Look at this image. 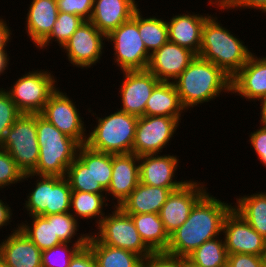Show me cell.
<instances>
[{
	"mask_svg": "<svg viewBox=\"0 0 266 267\" xmlns=\"http://www.w3.org/2000/svg\"><path fill=\"white\" fill-rule=\"evenodd\" d=\"M232 204L207 192L192 208L187 220L170 235L165 252L187 258L204 242L222 235L223 222Z\"/></svg>",
	"mask_w": 266,
	"mask_h": 267,
	"instance_id": "1",
	"label": "cell"
},
{
	"mask_svg": "<svg viewBox=\"0 0 266 267\" xmlns=\"http://www.w3.org/2000/svg\"><path fill=\"white\" fill-rule=\"evenodd\" d=\"M173 83L186 110L214 100L221 92H231V77L199 56L195 57Z\"/></svg>",
	"mask_w": 266,
	"mask_h": 267,
	"instance_id": "2",
	"label": "cell"
},
{
	"mask_svg": "<svg viewBox=\"0 0 266 267\" xmlns=\"http://www.w3.org/2000/svg\"><path fill=\"white\" fill-rule=\"evenodd\" d=\"M39 158L32 173L25 174L23 180L34 176L65 177L68 167L77 158L81 144L60 132L40 114H36Z\"/></svg>",
	"mask_w": 266,
	"mask_h": 267,
	"instance_id": "3",
	"label": "cell"
},
{
	"mask_svg": "<svg viewBox=\"0 0 266 267\" xmlns=\"http://www.w3.org/2000/svg\"><path fill=\"white\" fill-rule=\"evenodd\" d=\"M218 22L217 16L211 14L206 19L198 56L212 62L232 78L247 63L252 52Z\"/></svg>",
	"mask_w": 266,
	"mask_h": 267,
	"instance_id": "4",
	"label": "cell"
},
{
	"mask_svg": "<svg viewBox=\"0 0 266 267\" xmlns=\"http://www.w3.org/2000/svg\"><path fill=\"white\" fill-rule=\"evenodd\" d=\"M97 125L87 135L90 149L108 154L132 153L138 117L118 110L105 117H96Z\"/></svg>",
	"mask_w": 266,
	"mask_h": 267,
	"instance_id": "5",
	"label": "cell"
},
{
	"mask_svg": "<svg viewBox=\"0 0 266 267\" xmlns=\"http://www.w3.org/2000/svg\"><path fill=\"white\" fill-rule=\"evenodd\" d=\"M0 147L11 155L24 175L32 173L39 158L36 114L22 113L5 133Z\"/></svg>",
	"mask_w": 266,
	"mask_h": 267,
	"instance_id": "6",
	"label": "cell"
},
{
	"mask_svg": "<svg viewBox=\"0 0 266 267\" xmlns=\"http://www.w3.org/2000/svg\"><path fill=\"white\" fill-rule=\"evenodd\" d=\"M106 40L113 44L114 62L121 71L147 70L151 54L139 34L138 9L130 20L111 31Z\"/></svg>",
	"mask_w": 266,
	"mask_h": 267,
	"instance_id": "7",
	"label": "cell"
},
{
	"mask_svg": "<svg viewBox=\"0 0 266 267\" xmlns=\"http://www.w3.org/2000/svg\"><path fill=\"white\" fill-rule=\"evenodd\" d=\"M48 70H32L20 76L6 91L21 113L40 114L49 97L57 90V80Z\"/></svg>",
	"mask_w": 266,
	"mask_h": 267,
	"instance_id": "8",
	"label": "cell"
},
{
	"mask_svg": "<svg viewBox=\"0 0 266 267\" xmlns=\"http://www.w3.org/2000/svg\"><path fill=\"white\" fill-rule=\"evenodd\" d=\"M97 229L93 236L102 244L132 251L143 259L152 253L142 241L131 216L119 207H113L112 214H106Z\"/></svg>",
	"mask_w": 266,
	"mask_h": 267,
	"instance_id": "9",
	"label": "cell"
},
{
	"mask_svg": "<svg viewBox=\"0 0 266 267\" xmlns=\"http://www.w3.org/2000/svg\"><path fill=\"white\" fill-rule=\"evenodd\" d=\"M179 127V121L167 116L138 117L132 153L137 156L160 154Z\"/></svg>",
	"mask_w": 266,
	"mask_h": 267,
	"instance_id": "10",
	"label": "cell"
},
{
	"mask_svg": "<svg viewBox=\"0 0 266 267\" xmlns=\"http://www.w3.org/2000/svg\"><path fill=\"white\" fill-rule=\"evenodd\" d=\"M49 97L40 115L53 124L60 132L85 145L87 141V129L84 126L83 117L77 109L75 102L66 93L59 89Z\"/></svg>",
	"mask_w": 266,
	"mask_h": 267,
	"instance_id": "11",
	"label": "cell"
},
{
	"mask_svg": "<svg viewBox=\"0 0 266 267\" xmlns=\"http://www.w3.org/2000/svg\"><path fill=\"white\" fill-rule=\"evenodd\" d=\"M104 40L106 35L90 20H84L62 49L67 53V59L73 66L81 69L90 68L99 62L103 54Z\"/></svg>",
	"mask_w": 266,
	"mask_h": 267,
	"instance_id": "12",
	"label": "cell"
},
{
	"mask_svg": "<svg viewBox=\"0 0 266 267\" xmlns=\"http://www.w3.org/2000/svg\"><path fill=\"white\" fill-rule=\"evenodd\" d=\"M222 232L227 254H266V239L233 208L225 216Z\"/></svg>",
	"mask_w": 266,
	"mask_h": 267,
	"instance_id": "13",
	"label": "cell"
},
{
	"mask_svg": "<svg viewBox=\"0 0 266 267\" xmlns=\"http://www.w3.org/2000/svg\"><path fill=\"white\" fill-rule=\"evenodd\" d=\"M207 192L204 183L191 179L171 192L159 213L169 236L187 220L192 208Z\"/></svg>",
	"mask_w": 266,
	"mask_h": 267,
	"instance_id": "14",
	"label": "cell"
},
{
	"mask_svg": "<svg viewBox=\"0 0 266 267\" xmlns=\"http://www.w3.org/2000/svg\"><path fill=\"white\" fill-rule=\"evenodd\" d=\"M123 76L119 88L122 107L119 110L137 117L144 116L146 102L160 81L148 70L123 71Z\"/></svg>",
	"mask_w": 266,
	"mask_h": 267,
	"instance_id": "15",
	"label": "cell"
},
{
	"mask_svg": "<svg viewBox=\"0 0 266 267\" xmlns=\"http://www.w3.org/2000/svg\"><path fill=\"white\" fill-rule=\"evenodd\" d=\"M196 56L191 50L168 40L151 54L147 70L159 81L173 82Z\"/></svg>",
	"mask_w": 266,
	"mask_h": 267,
	"instance_id": "16",
	"label": "cell"
},
{
	"mask_svg": "<svg viewBox=\"0 0 266 267\" xmlns=\"http://www.w3.org/2000/svg\"><path fill=\"white\" fill-rule=\"evenodd\" d=\"M178 163V156L175 155L152 154L139 156L140 183L168 189L181 188L188 180H175Z\"/></svg>",
	"mask_w": 266,
	"mask_h": 267,
	"instance_id": "17",
	"label": "cell"
},
{
	"mask_svg": "<svg viewBox=\"0 0 266 267\" xmlns=\"http://www.w3.org/2000/svg\"><path fill=\"white\" fill-rule=\"evenodd\" d=\"M230 93L260 103L266 98V56L250 55L247 63L231 78Z\"/></svg>",
	"mask_w": 266,
	"mask_h": 267,
	"instance_id": "18",
	"label": "cell"
},
{
	"mask_svg": "<svg viewBox=\"0 0 266 267\" xmlns=\"http://www.w3.org/2000/svg\"><path fill=\"white\" fill-rule=\"evenodd\" d=\"M0 242L1 264L4 267H42V251L16 227Z\"/></svg>",
	"mask_w": 266,
	"mask_h": 267,
	"instance_id": "19",
	"label": "cell"
},
{
	"mask_svg": "<svg viewBox=\"0 0 266 267\" xmlns=\"http://www.w3.org/2000/svg\"><path fill=\"white\" fill-rule=\"evenodd\" d=\"M139 182V156L134 153L112 154V177L106 195L117 199L113 206L119 207Z\"/></svg>",
	"mask_w": 266,
	"mask_h": 267,
	"instance_id": "20",
	"label": "cell"
},
{
	"mask_svg": "<svg viewBox=\"0 0 266 267\" xmlns=\"http://www.w3.org/2000/svg\"><path fill=\"white\" fill-rule=\"evenodd\" d=\"M137 3L135 0H94L90 21L107 36L133 17Z\"/></svg>",
	"mask_w": 266,
	"mask_h": 267,
	"instance_id": "21",
	"label": "cell"
},
{
	"mask_svg": "<svg viewBox=\"0 0 266 267\" xmlns=\"http://www.w3.org/2000/svg\"><path fill=\"white\" fill-rule=\"evenodd\" d=\"M209 14L183 13L166 21L169 41L187 48L197 56L200 52L202 28Z\"/></svg>",
	"mask_w": 266,
	"mask_h": 267,
	"instance_id": "22",
	"label": "cell"
},
{
	"mask_svg": "<svg viewBox=\"0 0 266 267\" xmlns=\"http://www.w3.org/2000/svg\"><path fill=\"white\" fill-rule=\"evenodd\" d=\"M26 16V32L37 47L50 33L57 20V0H32Z\"/></svg>",
	"mask_w": 266,
	"mask_h": 267,
	"instance_id": "23",
	"label": "cell"
},
{
	"mask_svg": "<svg viewBox=\"0 0 266 267\" xmlns=\"http://www.w3.org/2000/svg\"><path fill=\"white\" fill-rule=\"evenodd\" d=\"M175 190L178 189L154 187L139 182L119 208L126 214H159L168 196Z\"/></svg>",
	"mask_w": 266,
	"mask_h": 267,
	"instance_id": "24",
	"label": "cell"
},
{
	"mask_svg": "<svg viewBox=\"0 0 266 267\" xmlns=\"http://www.w3.org/2000/svg\"><path fill=\"white\" fill-rule=\"evenodd\" d=\"M185 110L174 83L160 81L146 102L144 116L174 117L181 122V116Z\"/></svg>",
	"mask_w": 266,
	"mask_h": 267,
	"instance_id": "25",
	"label": "cell"
},
{
	"mask_svg": "<svg viewBox=\"0 0 266 267\" xmlns=\"http://www.w3.org/2000/svg\"><path fill=\"white\" fill-rule=\"evenodd\" d=\"M77 157L91 168L93 193L106 195L112 177V154L98 152L87 145H81Z\"/></svg>",
	"mask_w": 266,
	"mask_h": 267,
	"instance_id": "26",
	"label": "cell"
},
{
	"mask_svg": "<svg viewBox=\"0 0 266 267\" xmlns=\"http://www.w3.org/2000/svg\"><path fill=\"white\" fill-rule=\"evenodd\" d=\"M131 216L142 241L152 252H165L170 236L160 215L156 213L128 214Z\"/></svg>",
	"mask_w": 266,
	"mask_h": 267,
	"instance_id": "27",
	"label": "cell"
},
{
	"mask_svg": "<svg viewBox=\"0 0 266 267\" xmlns=\"http://www.w3.org/2000/svg\"><path fill=\"white\" fill-rule=\"evenodd\" d=\"M90 233L87 246L91 249L97 267H142L143 258L129 250L100 243Z\"/></svg>",
	"mask_w": 266,
	"mask_h": 267,
	"instance_id": "28",
	"label": "cell"
},
{
	"mask_svg": "<svg viewBox=\"0 0 266 267\" xmlns=\"http://www.w3.org/2000/svg\"><path fill=\"white\" fill-rule=\"evenodd\" d=\"M238 197L233 209L266 239V192Z\"/></svg>",
	"mask_w": 266,
	"mask_h": 267,
	"instance_id": "29",
	"label": "cell"
},
{
	"mask_svg": "<svg viewBox=\"0 0 266 267\" xmlns=\"http://www.w3.org/2000/svg\"><path fill=\"white\" fill-rule=\"evenodd\" d=\"M107 195L90 193V192H80L72 191L71 202H70V213L76 218L81 217L86 220L95 219L96 226H98L101 220L106 216L103 212V208L108 206L105 204L107 200ZM99 218V219H98Z\"/></svg>",
	"mask_w": 266,
	"mask_h": 267,
	"instance_id": "30",
	"label": "cell"
},
{
	"mask_svg": "<svg viewBox=\"0 0 266 267\" xmlns=\"http://www.w3.org/2000/svg\"><path fill=\"white\" fill-rule=\"evenodd\" d=\"M32 223H20L18 227L41 250L62 244L55 235L54 214L47 216H31Z\"/></svg>",
	"mask_w": 266,
	"mask_h": 267,
	"instance_id": "31",
	"label": "cell"
},
{
	"mask_svg": "<svg viewBox=\"0 0 266 267\" xmlns=\"http://www.w3.org/2000/svg\"><path fill=\"white\" fill-rule=\"evenodd\" d=\"M143 15L138 8V28L141 39L147 51L152 54L157 49H160L168 39V27L166 20L163 18L142 17Z\"/></svg>",
	"mask_w": 266,
	"mask_h": 267,
	"instance_id": "32",
	"label": "cell"
},
{
	"mask_svg": "<svg viewBox=\"0 0 266 267\" xmlns=\"http://www.w3.org/2000/svg\"><path fill=\"white\" fill-rule=\"evenodd\" d=\"M222 237L204 242L187 258L200 267H227V250Z\"/></svg>",
	"mask_w": 266,
	"mask_h": 267,
	"instance_id": "33",
	"label": "cell"
},
{
	"mask_svg": "<svg viewBox=\"0 0 266 267\" xmlns=\"http://www.w3.org/2000/svg\"><path fill=\"white\" fill-rule=\"evenodd\" d=\"M90 233H83L70 247L69 243H62L41 253L42 267H68L71 258L82 247L88 244Z\"/></svg>",
	"mask_w": 266,
	"mask_h": 267,
	"instance_id": "34",
	"label": "cell"
},
{
	"mask_svg": "<svg viewBox=\"0 0 266 267\" xmlns=\"http://www.w3.org/2000/svg\"><path fill=\"white\" fill-rule=\"evenodd\" d=\"M83 21L84 19L78 15L58 12L57 20L54 23L51 33L37 46V48L43 49L50 46L53 39L55 42L57 41L56 43H58L60 48L63 47Z\"/></svg>",
	"mask_w": 266,
	"mask_h": 267,
	"instance_id": "35",
	"label": "cell"
},
{
	"mask_svg": "<svg viewBox=\"0 0 266 267\" xmlns=\"http://www.w3.org/2000/svg\"><path fill=\"white\" fill-rule=\"evenodd\" d=\"M71 194V186L66 177L50 176V198L46 216L70 212Z\"/></svg>",
	"mask_w": 266,
	"mask_h": 267,
	"instance_id": "36",
	"label": "cell"
},
{
	"mask_svg": "<svg viewBox=\"0 0 266 267\" xmlns=\"http://www.w3.org/2000/svg\"><path fill=\"white\" fill-rule=\"evenodd\" d=\"M35 187L29 192L25 201V210L30 216H46V207H49L50 176H38Z\"/></svg>",
	"mask_w": 266,
	"mask_h": 267,
	"instance_id": "37",
	"label": "cell"
},
{
	"mask_svg": "<svg viewBox=\"0 0 266 267\" xmlns=\"http://www.w3.org/2000/svg\"><path fill=\"white\" fill-rule=\"evenodd\" d=\"M72 191L93 193V176L88 168L78 157L71 163L65 176Z\"/></svg>",
	"mask_w": 266,
	"mask_h": 267,
	"instance_id": "38",
	"label": "cell"
},
{
	"mask_svg": "<svg viewBox=\"0 0 266 267\" xmlns=\"http://www.w3.org/2000/svg\"><path fill=\"white\" fill-rule=\"evenodd\" d=\"M21 114L6 89L0 88V145L5 133Z\"/></svg>",
	"mask_w": 266,
	"mask_h": 267,
	"instance_id": "39",
	"label": "cell"
},
{
	"mask_svg": "<svg viewBox=\"0 0 266 267\" xmlns=\"http://www.w3.org/2000/svg\"><path fill=\"white\" fill-rule=\"evenodd\" d=\"M24 173L18 168L11 155L0 147V190L11 184L22 182Z\"/></svg>",
	"mask_w": 266,
	"mask_h": 267,
	"instance_id": "40",
	"label": "cell"
},
{
	"mask_svg": "<svg viewBox=\"0 0 266 267\" xmlns=\"http://www.w3.org/2000/svg\"><path fill=\"white\" fill-rule=\"evenodd\" d=\"M78 220L70 212L54 214L55 235L62 243H73L72 239L77 236L79 228Z\"/></svg>",
	"mask_w": 266,
	"mask_h": 267,
	"instance_id": "41",
	"label": "cell"
},
{
	"mask_svg": "<svg viewBox=\"0 0 266 267\" xmlns=\"http://www.w3.org/2000/svg\"><path fill=\"white\" fill-rule=\"evenodd\" d=\"M94 0H57L59 12L80 16L84 20H90Z\"/></svg>",
	"mask_w": 266,
	"mask_h": 267,
	"instance_id": "42",
	"label": "cell"
},
{
	"mask_svg": "<svg viewBox=\"0 0 266 267\" xmlns=\"http://www.w3.org/2000/svg\"><path fill=\"white\" fill-rule=\"evenodd\" d=\"M142 267H184V258L166 252H152Z\"/></svg>",
	"mask_w": 266,
	"mask_h": 267,
	"instance_id": "43",
	"label": "cell"
},
{
	"mask_svg": "<svg viewBox=\"0 0 266 267\" xmlns=\"http://www.w3.org/2000/svg\"><path fill=\"white\" fill-rule=\"evenodd\" d=\"M262 262L263 256L253 254H228L227 257V267H261Z\"/></svg>",
	"mask_w": 266,
	"mask_h": 267,
	"instance_id": "44",
	"label": "cell"
},
{
	"mask_svg": "<svg viewBox=\"0 0 266 267\" xmlns=\"http://www.w3.org/2000/svg\"><path fill=\"white\" fill-rule=\"evenodd\" d=\"M261 125L262 127L249 135V142L260 162L266 167V125Z\"/></svg>",
	"mask_w": 266,
	"mask_h": 267,
	"instance_id": "45",
	"label": "cell"
},
{
	"mask_svg": "<svg viewBox=\"0 0 266 267\" xmlns=\"http://www.w3.org/2000/svg\"><path fill=\"white\" fill-rule=\"evenodd\" d=\"M68 267H97V263L91 249L86 245L75 253Z\"/></svg>",
	"mask_w": 266,
	"mask_h": 267,
	"instance_id": "46",
	"label": "cell"
},
{
	"mask_svg": "<svg viewBox=\"0 0 266 267\" xmlns=\"http://www.w3.org/2000/svg\"><path fill=\"white\" fill-rule=\"evenodd\" d=\"M256 9L262 10L261 12L266 13V0H231L225 7H219L223 11L227 9Z\"/></svg>",
	"mask_w": 266,
	"mask_h": 267,
	"instance_id": "47",
	"label": "cell"
},
{
	"mask_svg": "<svg viewBox=\"0 0 266 267\" xmlns=\"http://www.w3.org/2000/svg\"><path fill=\"white\" fill-rule=\"evenodd\" d=\"M12 32L4 19L0 18V50H7L5 47L10 42Z\"/></svg>",
	"mask_w": 266,
	"mask_h": 267,
	"instance_id": "48",
	"label": "cell"
},
{
	"mask_svg": "<svg viewBox=\"0 0 266 267\" xmlns=\"http://www.w3.org/2000/svg\"><path fill=\"white\" fill-rule=\"evenodd\" d=\"M12 215L13 213L10 206L0 199V228L10 224Z\"/></svg>",
	"mask_w": 266,
	"mask_h": 267,
	"instance_id": "49",
	"label": "cell"
},
{
	"mask_svg": "<svg viewBox=\"0 0 266 267\" xmlns=\"http://www.w3.org/2000/svg\"><path fill=\"white\" fill-rule=\"evenodd\" d=\"M9 55L7 50H0V75L8 68Z\"/></svg>",
	"mask_w": 266,
	"mask_h": 267,
	"instance_id": "50",
	"label": "cell"
},
{
	"mask_svg": "<svg viewBox=\"0 0 266 267\" xmlns=\"http://www.w3.org/2000/svg\"><path fill=\"white\" fill-rule=\"evenodd\" d=\"M260 124L266 125V98L261 102Z\"/></svg>",
	"mask_w": 266,
	"mask_h": 267,
	"instance_id": "51",
	"label": "cell"
},
{
	"mask_svg": "<svg viewBox=\"0 0 266 267\" xmlns=\"http://www.w3.org/2000/svg\"><path fill=\"white\" fill-rule=\"evenodd\" d=\"M231 0H210V6L225 7ZM215 4V5H214Z\"/></svg>",
	"mask_w": 266,
	"mask_h": 267,
	"instance_id": "52",
	"label": "cell"
},
{
	"mask_svg": "<svg viewBox=\"0 0 266 267\" xmlns=\"http://www.w3.org/2000/svg\"><path fill=\"white\" fill-rule=\"evenodd\" d=\"M184 267H200L193 264L188 258H184Z\"/></svg>",
	"mask_w": 266,
	"mask_h": 267,
	"instance_id": "53",
	"label": "cell"
},
{
	"mask_svg": "<svg viewBox=\"0 0 266 267\" xmlns=\"http://www.w3.org/2000/svg\"><path fill=\"white\" fill-rule=\"evenodd\" d=\"M261 267H266V254L263 256V262Z\"/></svg>",
	"mask_w": 266,
	"mask_h": 267,
	"instance_id": "54",
	"label": "cell"
}]
</instances>
